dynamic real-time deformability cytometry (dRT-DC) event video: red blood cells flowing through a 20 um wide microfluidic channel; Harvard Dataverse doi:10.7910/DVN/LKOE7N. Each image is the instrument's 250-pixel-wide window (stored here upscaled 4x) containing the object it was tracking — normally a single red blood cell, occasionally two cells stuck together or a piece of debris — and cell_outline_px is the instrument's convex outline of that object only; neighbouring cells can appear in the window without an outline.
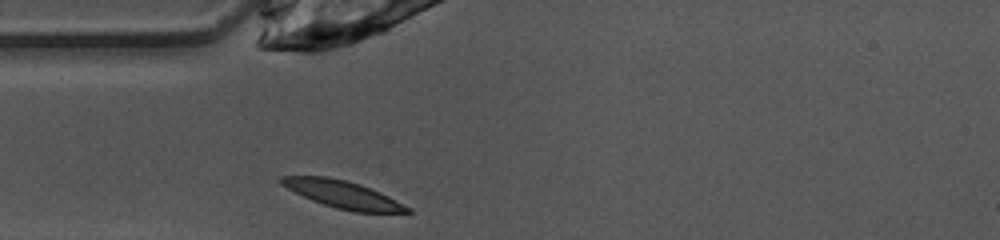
{"species": "common noctule bat (a hibernating species)", "species_latin": "Nyctalus noctula", "temperature_condition": "warm", "stored_images_in_passage": 27, "camera_frame_rate_fps": 3000, "um_per_image_px": 0.085, "animal": {"sex": "female", "body_mass_g": 10.0, "forearm_length_mm": 53.1}, "frame": {"image": 1, "passage_image": 1, "time_ms": 0.0, "image_size_px": [1000, 240], "cell_outline_px": [[412, 212], [352, 212], [336, 208], [312, 200], [280, 184], [280, 176], [328, 176], [360, 184], [380, 192], [412, 208]], "centroid_in_image_um": [29.16, 16.52], "position_along_channel_um": 55.8, "area_um2": 19.88}}
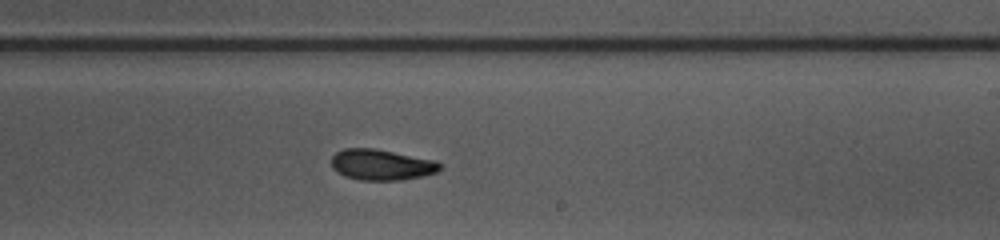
{"frame": {"image": 2, "passage_image": 16, "time_ms": 5.0, "image_size_px": [1000, 240], "cell_outline_px": [[440, 168], [436, 172], [424, 176], [400, 180], [360, 180], [344, 176], [336, 172], [332, 168], [332, 156], [336, 152], [344, 148], [376, 148], [436, 160], [440, 164]], "centroid_in_image_um": [32.4, 14.0], "position_along_channel_um": 256.6, "area_um2": 19.65}}
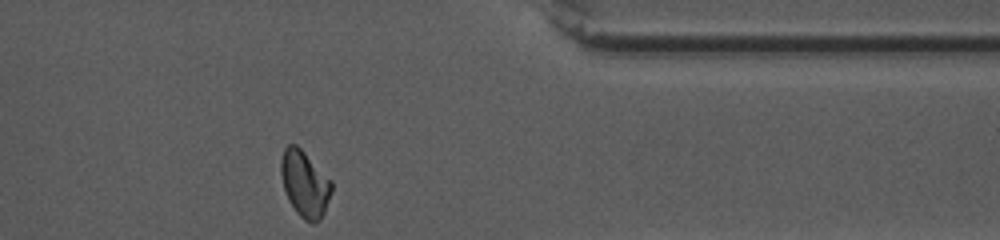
{"frame": {"image": 3, "passage_image": 27, "time_ms": 8.667, "image_size_px": [1000, 240], "cell_outline_px": [[332, 192], [324, 212], [320, 220], [316, 224], [312, 224], [304, 220], [296, 212], [288, 200], [284, 188], [280, 172], [280, 160], [284, 148], [288, 144], [296, 144], [332, 180]], "centroid_in_image_um": [25.9, 15.64], "position_along_channel_um": 385.5, "area_um2": 19.71}, "authors_computed_cell_mechanics": {"area_um2": 19.652, "velocity_mm_per_s": 4.0236, "shape_relaxation_time_tau1_ms": 3.3607, "shape_relaxation_time_tau2_ms": 3.9099, "deformation_change_tau1": 0.1335, "deformation_change_tau2": 0.0964}}